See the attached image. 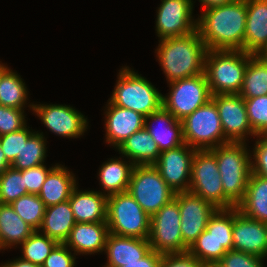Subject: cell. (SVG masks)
<instances>
[{
    "mask_svg": "<svg viewBox=\"0 0 267 267\" xmlns=\"http://www.w3.org/2000/svg\"><path fill=\"white\" fill-rule=\"evenodd\" d=\"M197 30L208 50H242L246 29V0L202 10Z\"/></svg>",
    "mask_w": 267,
    "mask_h": 267,
    "instance_id": "obj_1",
    "label": "cell"
},
{
    "mask_svg": "<svg viewBox=\"0 0 267 267\" xmlns=\"http://www.w3.org/2000/svg\"><path fill=\"white\" fill-rule=\"evenodd\" d=\"M159 43L156 56L169 83L204 73L208 49L198 30L186 36L160 39Z\"/></svg>",
    "mask_w": 267,
    "mask_h": 267,
    "instance_id": "obj_2",
    "label": "cell"
},
{
    "mask_svg": "<svg viewBox=\"0 0 267 267\" xmlns=\"http://www.w3.org/2000/svg\"><path fill=\"white\" fill-rule=\"evenodd\" d=\"M216 156L223 186V209L237 207L244 199L251 174L246 142H229L211 149Z\"/></svg>",
    "mask_w": 267,
    "mask_h": 267,
    "instance_id": "obj_3",
    "label": "cell"
},
{
    "mask_svg": "<svg viewBox=\"0 0 267 267\" xmlns=\"http://www.w3.org/2000/svg\"><path fill=\"white\" fill-rule=\"evenodd\" d=\"M249 59L250 54L242 50H208L204 74L212 96L238 94Z\"/></svg>",
    "mask_w": 267,
    "mask_h": 267,
    "instance_id": "obj_4",
    "label": "cell"
},
{
    "mask_svg": "<svg viewBox=\"0 0 267 267\" xmlns=\"http://www.w3.org/2000/svg\"><path fill=\"white\" fill-rule=\"evenodd\" d=\"M109 101L118 107L134 110L143 116L162 107V94L146 78L131 70L121 68Z\"/></svg>",
    "mask_w": 267,
    "mask_h": 267,
    "instance_id": "obj_5",
    "label": "cell"
},
{
    "mask_svg": "<svg viewBox=\"0 0 267 267\" xmlns=\"http://www.w3.org/2000/svg\"><path fill=\"white\" fill-rule=\"evenodd\" d=\"M151 217L126 191L108 196L107 220L109 233L148 239Z\"/></svg>",
    "mask_w": 267,
    "mask_h": 267,
    "instance_id": "obj_6",
    "label": "cell"
},
{
    "mask_svg": "<svg viewBox=\"0 0 267 267\" xmlns=\"http://www.w3.org/2000/svg\"><path fill=\"white\" fill-rule=\"evenodd\" d=\"M181 122L184 142L191 148L211 150L230 142L224 136L218 109L212 99Z\"/></svg>",
    "mask_w": 267,
    "mask_h": 267,
    "instance_id": "obj_7",
    "label": "cell"
},
{
    "mask_svg": "<svg viewBox=\"0 0 267 267\" xmlns=\"http://www.w3.org/2000/svg\"><path fill=\"white\" fill-rule=\"evenodd\" d=\"M127 192L150 217L175 197L154 164L134 165Z\"/></svg>",
    "mask_w": 267,
    "mask_h": 267,
    "instance_id": "obj_8",
    "label": "cell"
},
{
    "mask_svg": "<svg viewBox=\"0 0 267 267\" xmlns=\"http://www.w3.org/2000/svg\"><path fill=\"white\" fill-rule=\"evenodd\" d=\"M148 242L160 254L188 252L181 235V216L175 197L151 216Z\"/></svg>",
    "mask_w": 267,
    "mask_h": 267,
    "instance_id": "obj_9",
    "label": "cell"
},
{
    "mask_svg": "<svg viewBox=\"0 0 267 267\" xmlns=\"http://www.w3.org/2000/svg\"><path fill=\"white\" fill-rule=\"evenodd\" d=\"M170 93L162 96V107L179 121L207 103L212 94L204 73L169 83Z\"/></svg>",
    "mask_w": 267,
    "mask_h": 267,
    "instance_id": "obj_10",
    "label": "cell"
},
{
    "mask_svg": "<svg viewBox=\"0 0 267 267\" xmlns=\"http://www.w3.org/2000/svg\"><path fill=\"white\" fill-rule=\"evenodd\" d=\"M189 191L217 209H223V186L216 156L211 150H196L191 165Z\"/></svg>",
    "mask_w": 267,
    "mask_h": 267,
    "instance_id": "obj_11",
    "label": "cell"
},
{
    "mask_svg": "<svg viewBox=\"0 0 267 267\" xmlns=\"http://www.w3.org/2000/svg\"><path fill=\"white\" fill-rule=\"evenodd\" d=\"M181 216V235L189 249L197 237L206 229L217 208L190 191L176 192Z\"/></svg>",
    "mask_w": 267,
    "mask_h": 267,
    "instance_id": "obj_12",
    "label": "cell"
},
{
    "mask_svg": "<svg viewBox=\"0 0 267 267\" xmlns=\"http://www.w3.org/2000/svg\"><path fill=\"white\" fill-rule=\"evenodd\" d=\"M157 10L156 32L160 39L186 36L197 30L192 19V0H161Z\"/></svg>",
    "mask_w": 267,
    "mask_h": 267,
    "instance_id": "obj_13",
    "label": "cell"
},
{
    "mask_svg": "<svg viewBox=\"0 0 267 267\" xmlns=\"http://www.w3.org/2000/svg\"><path fill=\"white\" fill-rule=\"evenodd\" d=\"M32 111L51 132L67 138H78L85 133L87 118L70 105L29 104Z\"/></svg>",
    "mask_w": 267,
    "mask_h": 267,
    "instance_id": "obj_14",
    "label": "cell"
},
{
    "mask_svg": "<svg viewBox=\"0 0 267 267\" xmlns=\"http://www.w3.org/2000/svg\"><path fill=\"white\" fill-rule=\"evenodd\" d=\"M218 109L224 136L230 142H245L247 135L257 136L248 121L244 98L239 94H216L211 98Z\"/></svg>",
    "mask_w": 267,
    "mask_h": 267,
    "instance_id": "obj_15",
    "label": "cell"
},
{
    "mask_svg": "<svg viewBox=\"0 0 267 267\" xmlns=\"http://www.w3.org/2000/svg\"><path fill=\"white\" fill-rule=\"evenodd\" d=\"M196 149L186 143L175 148L163 151L154 164L163 180L176 193L189 191L191 165Z\"/></svg>",
    "mask_w": 267,
    "mask_h": 267,
    "instance_id": "obj_16",
    "label": "cell"
},
{
    "mask_svg": "<svg viewBox=\"0 0 267 267\" xmlns=\"http://www.w3.org/2000/svg\"><path fill=\"white\" fill-rule=\"evenodd\" d=\"M233 250L261 258L267 256V222L245 216L234 207Z\"/></svg>",
    "mask_w": 267,
    "mask_h": 267,
    "instance_id": "obj_17",
    "label": "cell"
},
{
    "mask_svg": "<svg viewBox=\"0 0 267 267\" xmlns=\"http://www.w3.org/2000/svg\"><path fill=\"white\" fill-rule=\"evenodd\" d=\"M105 118L106 142L118 148L134 132L144 127L145 116L134 110L113 105L109 101Z\"/></svg>",
    "mask_w": 267,
    "mask_h": 267,
    "instance_id": "obj_18",
    "label": "cell"
},
{
    "mask_svg": "<svg viewBox=\"0 0 267 267\" xmlns=\"http://www.w3.org/2000/svg\"><path fill=\"white\" fill-rule=\"evenodd\" d=\"M157 121L161 125L164 124V126L154 127L153 123ZM144 127L156 142L160 153L169 149H175L185 144L182 122L176 119L163 107L152 112L150 115L145 116Z\"/></svg>",
    "mask_w": 267,
    "mask_h": 267,
    "instance_id": "obj_19",
    "label": "cell"
},
{
    "mask_svg": "<svg viewBox=\"0 0 267 267\" xmlns=\"http://www.w3.org/2000/svg\"><path fill=\"white\" fill-rule=\"evenodd\" d=\"M148 239L119 236L109 233L106 239L105 252L108 267H122L126 263L137 262L151 251Z\"/></svg>",
    "mask_w": 267,
    "mask_h": 267,
    "instance_id": "obj_20",
    "label": "cell"
},
{
    "mask_svg": "<svg viewBox=\"0 0 267 267\" xmlns=\"http://www.w3.org/2000/svg\"><path fill=\"white\" fill-rule=\"evenodd\" d=\"M244 52L260 55L267 47V0H246Z\"/></svg>",
    "mask_w": 267,
    "mask_h": 267,
    "instance_id": "obj_21",
    "label": "cell"
},
{
    "mask_svg": "<svg viewBox=\"0 0 267 267\" xmlns=\"http://www.w3.org/2000/svg\"><path fill=\"white\" fill-rule=\"evenodd\" d=\"M108 234L106 222L75 223L64 244L76 255L103 252Z\"/></svg>",
    "mask_w": 267,
    "mask_h": 267,
    "instance_id": "obj_22",
    "label": "cell"
},
{
    "mask_svg": "<svg viewBox=\"0 0 267 267\" xmlns=\"http://www.w3.org/2000/svg\"><path fill=\"white\" fill-rule=\"evenodd\" d=\"M107 199L104 192L80 191L76 186L69 198L76 223L106 222Z\"/></svg>",
    "mask_w": 267,
    "mask_h": 267,
    "instance_id": "obj_23",
    "label": "cell"
},
{
    "mask_svg": "<svg viewBox=\"0 0 267 267\" xmlns=\"http://www.w3.org/2000/svg\"><path fill=\"white\" fill-rule=\"evenodd\" d=\"M76 186L74 174L63 165L56 164L48 173L38 196L48 207L69 200Z\"/></svg>",
    "mask_w": 267,
    "mask_h": 267,
    "instance_id": "obj_24",
    "label": "cell"
},
{
    "mask_svg": "<svg viewBox=\"0 0 267 267\" xmlns=\"http://www.w3.org/2000/svg\"><path fill=\"white\" fill-rule=\"evenodd\" d=\"M75 218L69 200L46 207L39 232L54 239L58 243H65L70 231L75 226ZM42 229V230H41ZM41 230V231H40Z\"/></svg>",
    "mask_w": 267,
    "mask_h": 267,
    "instance_id": "obj_25",
    "label": "cell"
},
{
    "mask_svg": "<svg viewBox=\"0 0 267 267\" xmlns=\"http://www.w3.org/2000/svg\"><path fill=\"white\" fill-rule=\"evenodd\" d=\"M117 149L134 165L155 164L160 155L156 142L145 127L134 132Z\"/></svg>",
    "mask_w": 267,
    "mask_h": 267,
    "instance_id": "obj_26",
    "label": "cell"
},
{
    "mask_svg": "<svg viewBox=\"0 0 267 267\" xmlns=\"http://www.w3.org/2000/svg\"><path fill=\"white\" fill-rule=\"evenodd\" d=\"M237 207L245 216L267 222V178L251 172L245 197Z\"/></svg>",
    "mask_w": 267,
    "mask_h": 267,
    "instance_id": "obj_27",
    "label": "cell"
},
{
    "mask_svg": "<svg viewBox=\"0 0 267 267\" xmlns=\"http://www.w3.org/2000/svg\"><path fill=\"white\" fill-rule=\"evenodd\" d=\"M34 231L10 204L0 203L1 250L23 243Z\"/></svg>",
    "mask_w": 267,
    "mask_h": 267,
    "instance_id": "obj_28",
    "label": "cell"
},
{
    "mask_svg": "<svg viewBox=\"0 0 267 267\" xmlns=\"http://www.w3.org/2000/svg\"><path fill=\"white\" fill-rule=\"evenodd\" d=\"M128 162L113 158L105 162L99 169L98 179L105 192L107 191V196L128 190L134 167L130 160Z\"/></svg>",
    "mask_w": 267,
    "mask_h": 267,
    "instance_id": "obj_29",
    "label": "cell"
},
{
    "mask_svg": "<svg viewBox=\"0 0 267 267\" xmlns=\"http://www.w3.org/2000/svg\"><path fill=\"white\" fill-rule=\"evenodd\" d=\"M238 94L242 98L267 95V61L261 55L250 54L243 84Z\"/></svg>",
    "mask_w": 267,
    "mask_h": 267,
    "instance_id": "obj_30",
    "label": "cell"
},
{
    "mask_svg": "<svg viewBox=\"0 0 267 267\" xmlns=\"http://www.w3.org/2000/svg\"><path fill=\"white\" fill-rule=\"evenodd\" d=\"M27 87L22 78L8 69L0 80V105L24 109L28 99Z\"/></svg>",
    "mask_w": 267,
    "mask_h": 267,
    "instance_id": "obj_31",
    "label": "cell"
},
{
    "mask_svg": "<svg viewBox=\"0 0 267 267\" xmlns=\"http://www.w3.org/2000/svg\"><path fill=\"white\" fill-rule=\"evenodd\" d=\"M42 133L37 131L23 143L21 152L17 155L11 167L17 170L29 169L44 164L46 158V142Z\"/></svg>",
    "mask_w": 267,
    "mask_h": 267,
    "instance_id": "obj_32",
    "label": "cell"
},
{
    "mask_svg": "<svg viewBox=\"0 0 267 267\" xmlns=\"http://www.w3.org/2000/svg\"><path fill=\"white\" fill-rule=\"evenodd\" d=\"M58 244L59 243L54 239L35 230L23 243L20 244L23 253V256L20 258L41 266Z\"/></svg>",
    "mask_w": 267,
    "mask_h": 267,
    "instance_id": "obj_33",
    "label": "cell"
},
{
    "mask_svg": "<svg viewBox=\"0 0 267 267\" xmlns=\"http://www.w3.org/2000/svg\"><path fill=\"white\" fill-rule=\"evenodd\" d=\"M233 223L234 207L228 209H217L209 219L206 230L212 234L223 247L233 250Z\"/></svg>",
    "mask_w": 267,
    "mask_h": 267,
    "instance_id": "obj_34",
    "label": "cell"
},
{
    "mask_svg": "<svg viewBox=\"0 0 267 267\" xmlns=\"http://www.w3.org/2000/svg\"><path fill=\"white\" fill-rule=\"evenodd\" d=\"M188 252L204 265H215L227 250L205 229L188 249Z\"/></svg>",
    "mask_w": 267,
    "mask_h": 267,
    "instance_id": "obj_35",
    "label": "cell"
},
{
    "mask_svg": "<svg viewBox=\"0 0 267 267\" xmlns=\"http://www.w3.org/2000/svg\"><path fill=\"white\" fill-rule=\"evenodd\" d=\"M16 214L34 230H39L46 206L35 194H27L10 204Z\"/></svg>",
    "mask_w": 267,
    "mask_h": 267,
    "instance_id": "obj_36",
    "label": "cell"
},
{
    "mask_svg": "<svg viewBox=\"0 0 267 267\" xmlns=\"http://www.w3.org/2000/svg\"><path fill=\"white\" fill-rule=\"evenodd\" d=\"M27 194L22 171L10 166L0 175V203L11 204Z\"/></svg>",
    "mask_w": 267,
    "mask_h": 267,
    "instance_id": "obj_37",
    "label": "cell"
},
{
    "mask_svg": "<svg viewBox=\"0 0 267 267\" xmlns=\"http://www.w3.org/2000/svg\"><path fill=\"white\" fill-rule=\"evenodd\" d=\"M249 124L256 135L267 127V95L244 98Z\"/></svg>",
    "mask_w": 267,
    "mask_h": 267,
    "instance_id": "obj_38",
    "label": "cell"
},
{
    "mask_svg": "<svg viewBox=\"0 0 267 267\" xmlns=\"http://www.w3.org/2000/svg\"><path fill=\"white\" fill-rule=\"evenodd\" d=\"M34 133L35 131L29 130L26 125L18 131L0 136L1 149L10 164L14 162L17 155L21 152L23 143H26Z\"/></svg>",
    "mask_w": 267,
    "mask_h": 267,
    "instance_id": "obj_39",
    "label": "cell"
},
{
    "mask_svg": "<svg viewBox=\"0 0 267 267\" xmlns=\"http://www.w3.org/2000/svg\"><path fill=\"white\" fill-rule=\"evenodd\" d=\"M24 110L0 105V136L18 131L26 126Z\"/></svg>",
    "mask_w": 267,
    "mask_h": 267,
    "instance_id": "obj_40",
    "label": "cell"
},
{
    "mask_svg": "<svg viewBox=\"0 0 267 267\" xmlns=\"http://www.w3.org/2000/svg\"><path fill=\"white\" fill-rule=\"evenodd\" d=\"M261 258L241 251L230 250L215 264L217 267H264Z\"/></svg>",
    "mask_w": 267,
    "mask_h": 267,
    "instance_id": "obj_41",
    "label": "cell"
},
{
    "mask_svg": "<svg viewBox=\"0 0 267 267\" xmlns=\"http://www.w3.org/2000/svg\"><path fill=\"white\" fill-rule=\"evenodd\" d=\"M54 167L55 166H52L47 169L46 165L41 164L22 170V176L24 177L25 189L27 190V193L38 195L48 173Z\"/></svg>",
    "mask_w": 267,
    "mask_h": 267,
    "instance_id": "obj_42",
    "label": "cell"
},
{
    "mask_svg": "<svg viewBox=\"0 0 267 267\" xmlns=\"http://www.w3.org/2000/svg\"><path fill=\"white\" fill-rule=\"evenodd\" d=\"M64 243H59L45 259L41 267H74L76 257Z\"/></svg>",
    "mask_w": 267,
    "mask_h": 267,
    "instance_id": "obj_43",
    "label": "cell"
},
{
    "mask_svg": "<svg viewBox=\"0 0 267 267\" xmlns=\"http://www.w3.org/2000/svg\"><path fill=\"white\" fill-rule=\"evenodd\" d=\"M257 140L252 151L253 155L250 154L254 160L251 161V172L267 178V139L257 135Z\"/></svg>",
    "mask_w": 267,
    "mask_h": 267,
    "instance_id": "obj_44",
    "label": "cell"
},
{
    "mask_svg": "<svg viewBox=\"0 0 267 267\" xmlns=\"http://www.w3.org/2000/svg\"><path fill=\"white\" fill-rule=\"evenodd\" d=\"M159 267H205V265L189 252H185L163 254Z\"/></svg>",
    "mask_w": 267,
    "mask_h": 267,
    "instance_id": "obj_45",
    "label": "cell"
},
{
    "mask_svg": "<svg viewBox=\"0 0 267 267\" xmlns=\"http://www.w3.org/2000/svg\"><path fill=\"white\" fill-rule=\"evenodd\" d=\"M162 255L155 250H151L142 259L137 260V262L126 263L122 267H159Z\"/></svg>",
    "mask_w": 267,
    "mask_h": 267,
    "instance_id": "obj_46",
    "label": "cell"
},
{
    "mask_svg": "<svg viewBox=\"0 0 267 267\" xmlns=\"http://www.w3.org/2000/svg\"><path fill=\"white\" fill-rule=\"evenodd\" d=\"M199 1L202 4V6L204 7L203 10H205V9H210L213 7L232 3L234 0H199Z\"/></svg>",
    "mask_w": 267,
    "mask_h": 267,
    "instance_id": "obj_47",
    "label": "cell"
},
{
    "mask_svg": "<svg viewBox=\"0 0 267 267\" xmlns=\"http://www.w3.org/2000/svg\"><path fill=\"white\" fill-rule=\"evenodd\" d=\"M0 267H28V261L23 260L22 258H17L13 261H8L4 264H1Z\"/></svg>",
    "mask_w": 267,
    "mask_h": 267,
    "instance_id": "obj_48",
    "label": "cell"
},
{
    "mask_svg": "<svg viewBox=\"0 0 267 267\" xmlns=\"http://www.w3.org/2000/svg\"><path fill=\"white\" fill-rule=\"evenodd\" d=\"M10 166L11 164L7 161L0 146V175L3 174Z\"/></svg>",
    "mask_w": 267,
    "mask_h": 267,
    "instance_id": "obj_49",
    "label": "cell"
},
{
    "mask_svg": "<svg viewBox=\"0 0 267 267\" xmlns=\"http://www.w3.org/2000/svg\"><path fill=\"white\" fill-rule=\"evenodd\" d=\"M9 69V67L5 66L4 64L0 63V80L2 75Z\"/></svg>",
    "mask_w": 267,
    "mask_h": 267,
    "instance_id": "obj_50",
    "label": "cell"
},
{
    "mask_svg": "<svg viewBox=\"0 0 267 267\" xmlns=\"http://www.w3.org/2000/svg\"><path fill=\"white\" fill-rule=\"evenodd\" d=\"M267 61V47L260 54Z\"/></svg>",
    "mask_w": 267,
    "mask_h": 267,
    "instance_id": "obj_51",
    "label": "cell"
},
{
    "mask_svg": "<svg viewBox=\"0 0 267 267\" xmlns=\"http://www.w3.org/2000/svg\"><path fill=\"white\" fill-rule=\"evenodd\" d=\"M261 137L267 139V127L266 129L260 134Z\"/></svg>",
    "mask_w": 267,
    "mask_h": 267,
    "instance_id": "obj_52",
    "label": "cell"
},
{
    "mask_svg": "<svg viewBox=\"0 0 267 267\" xmlns=\"http://www.w3.org/2000/svg\"><path fill=\"white\" fill-rule=\"evenodd\" d=\"M28 267H41L28 261Z\"/></svg>",
    "mask_w": 267,
    "mask_h": 267,
    "instance_id": "obj_53",
    "label": "cell"
},
{
    "mask_svg": "<svg viewBox=\"0 0 267 267\" xmlns=\"http://www.w3.org/2000/svg\"><path fill=\"white\" fill-rule=\"evenodd\" d=\"M205 267H217L215 265H205Z\"/></svg>",
    "mask_w": 267,
    "mask_h": 267,
    "instance_id": "obj_54",
    "label": "cell"
}]
</instances>
